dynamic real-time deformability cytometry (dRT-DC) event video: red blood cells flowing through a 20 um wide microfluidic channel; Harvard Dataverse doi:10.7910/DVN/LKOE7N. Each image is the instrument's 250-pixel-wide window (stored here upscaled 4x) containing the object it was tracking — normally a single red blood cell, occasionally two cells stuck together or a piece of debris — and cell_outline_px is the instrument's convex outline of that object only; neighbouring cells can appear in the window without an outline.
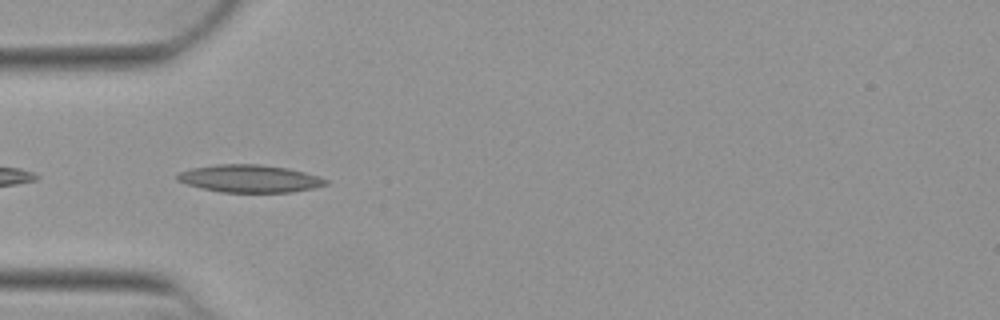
{"species": "Egyptian fruit bat (a non-hibernating species)", "species_latin": "Rousettus aegyptiacus", "temperature_condition": "warm", "stored_images_in_passage": 9, "camera_frame_rate_fps": 3000, "um_per_image_px": 0.085, "animal": {"sex": "female"}, "frame": {"image": 1, "passage_image": 2, "time_ms": 0.333, "image_size_px": [1000, 320], "cell_outline_px": [[328, 184], [312, 188], [292, 192], [220, 192], [188, 184], [176, 180], [176, 176], [180, 172], [192, 168], [216, 164], [260, 164], [288, 168], [320, 176], [328, 180]], "centroid_in_image_um": [21.24, 15.17], "position_along_channel_um": 63.8, "area_um2": 23.76}}